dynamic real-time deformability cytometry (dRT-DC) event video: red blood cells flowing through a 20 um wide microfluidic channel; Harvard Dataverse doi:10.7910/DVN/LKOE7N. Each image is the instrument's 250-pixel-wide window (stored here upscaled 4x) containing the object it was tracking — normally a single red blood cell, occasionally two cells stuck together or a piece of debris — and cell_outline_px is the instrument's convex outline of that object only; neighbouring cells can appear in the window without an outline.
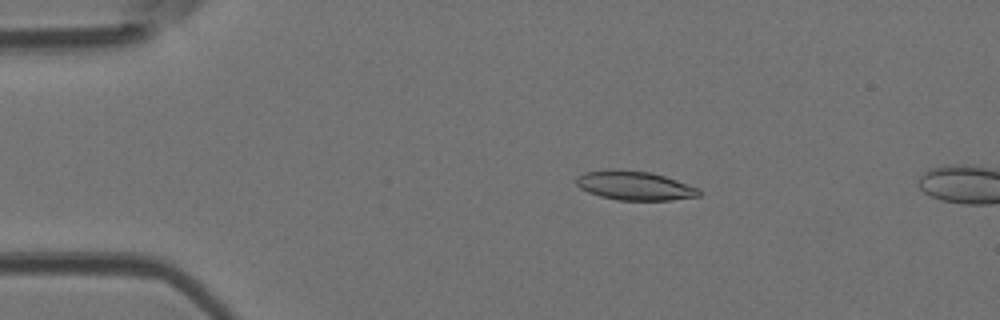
{"species": "Egyptian fruit bat (a non-hibernating species)", "species_latin": "Rousettus aegyptiacus", "temperature_condition": "room temperature", "stored_images_in_passage": 4, "camera_frame_rate_fps": 3000, "um_per_image_px": 0.085, "animal": {"sex": "female"}, "frame": {"image": 1, "passage_image": 3, "time_ms": 0.667, "image_size_px": [1000, 320], "cell_outline_px": [[700, 196], [672, 200], [616, 200], [600, 196], [588, 192], [580, 188], [576, 184], [576, 176], [584, 172], [608, 168], [616, 168], [652, 172], [700, 188]], "centroid_in_image_um": [53.91, 15.76], "position_along_channel_um": 31.1, "area_um2": 21.15}}